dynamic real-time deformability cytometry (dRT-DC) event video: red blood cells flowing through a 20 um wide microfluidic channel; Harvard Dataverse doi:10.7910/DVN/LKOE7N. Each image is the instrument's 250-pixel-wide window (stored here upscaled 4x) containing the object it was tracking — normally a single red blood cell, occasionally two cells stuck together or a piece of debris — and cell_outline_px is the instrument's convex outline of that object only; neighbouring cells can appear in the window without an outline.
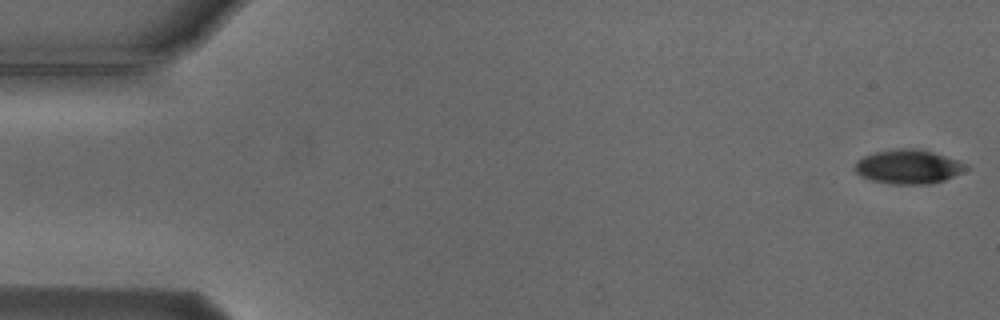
{"species": "Egyptian fruit bat (a non-hibernating species)", "species_latin": "Rousettus aegyptiacus", "temperature_condition": "cold", "stored_images_in_passage": 54, "camera_frame_rate_fps": 3000, "um_per_image_px": 0.085, "animal": {"sex": "male"}, "frame": {"image": 1, "passage_image": 1, "time_ms": 0.0, "image_size_px": [1000, 320], "cell_outline_px": [[968, 168], [944, 180], [928, 184], [892, 184], [872, 180], [860, 176], [856, 172], [856, 160], [864, 156], [876, 152], [900, 148], [916, 148], [932, 152], [968, 164]], "centroid_in_image_um": [77.18, 14.17], "position_along_channel_um": 7.8, "area_um2": 21.79}}
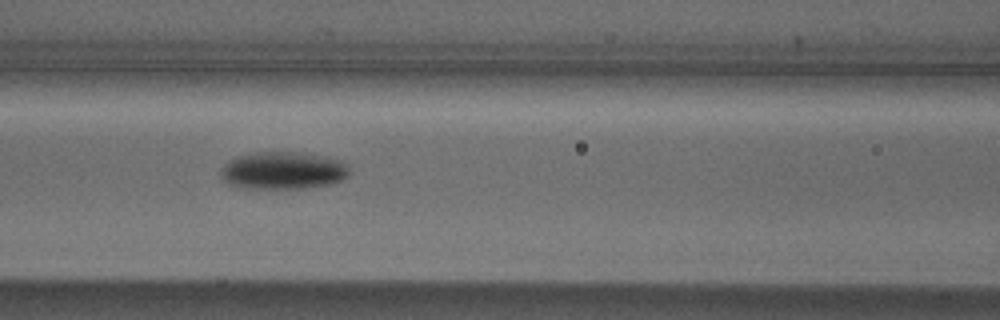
{"frame": {"image": 2, "passage_image": 23, "time_ms": 7.333, "image_size_px": [1000, 320], "cell_outline_px": [[352, 172], [348, 176], [340, 180], [328, 184], [300, 188], [256, 188], [228, 184], [220, 176], [220, 172], [224, 164], [228, 160], [236, 156], [252, 152], [304, 152], [328, 156], [340, 160], [348, 164]], "centroid_in_image_um": [24.09, 14.46], "position_along_channel_um": 142.5, "area_um2": 28.32}}
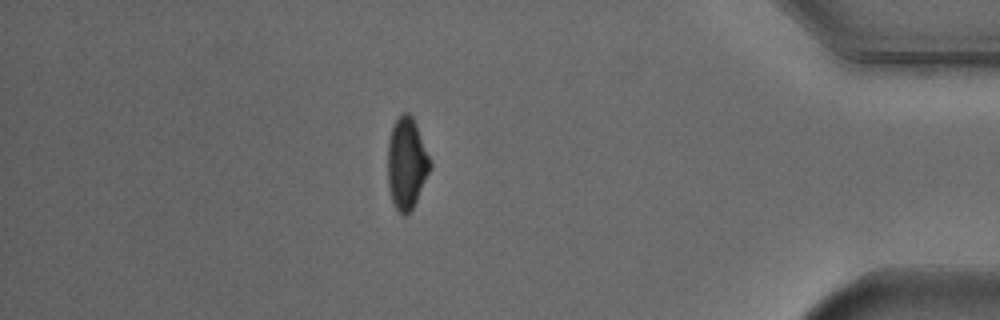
{"frame": {"image": 3, "passage_image": 47, "time_ms": 15.333, "image_size_px": [1000, 320], "cell_outline_px": [[432, 168], [412, 208], [404, 216], [396, 208], [392, 200], [388, 184], [388, 144], [392, 124], [404, 112], [408, 112], [412, 116], [416, 124], [432, 164]], "centroid_in_image_um": [34.57, 13.86], "position_along_channel_um": 400.6, "area_um2": 22.37}, "authors_computed_cell_mechanics": {"area_um2": 23.7847, "velocity_mm_per_s": 3.7633, "shape_relaxation_time_tau1_ms": 1.9765, "shape_relaxation_time_tau2_ms": null, "deformation_change_tau1": 0.1096, "deformation_change_tau2": null}}